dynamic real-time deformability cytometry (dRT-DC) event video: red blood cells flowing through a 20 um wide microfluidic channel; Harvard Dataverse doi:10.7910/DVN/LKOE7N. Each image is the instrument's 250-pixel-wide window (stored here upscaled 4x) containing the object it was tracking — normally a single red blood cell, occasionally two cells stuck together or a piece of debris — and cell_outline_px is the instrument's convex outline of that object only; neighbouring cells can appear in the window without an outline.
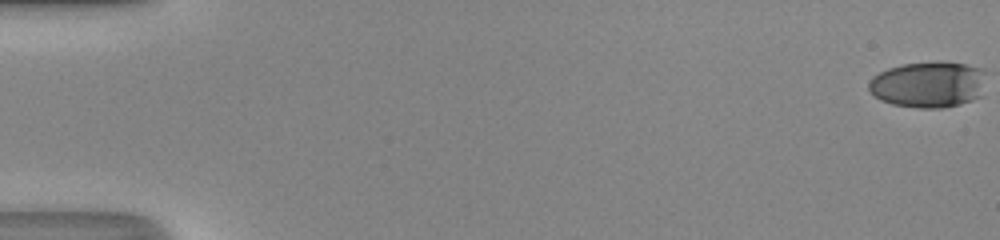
{"species": "human", "species_latin": "Homo sapiens", "temperature_condition": "room temperature", "stored_images_in_passage": 50, "camera_frame_rate_fps": 3000, "um_per_image_px": 0.085, "donor": {"sex": "male"}, "frame": {"image": 1, "passage_image": 1, "time_ms": 0.0, "image_size_px": [1000, 240], "cell_outline_px": [[984, 96], [960, 104], [944, 108], [920, 108], [892, 104], [880, 100], [868, 88], [868, 84], [872, 76], [888, 68], [900, 64], [940, 60], [964, 64], [984, 68]], "centroid_in_image_um": [78.95, 7.17], "position_along_channel_um": 6.1, "area_um2": 32.19}}
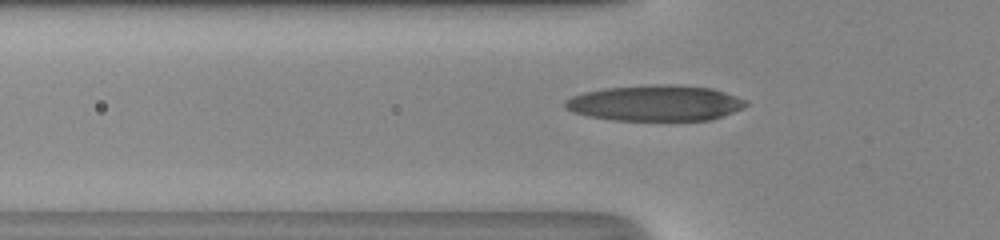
{"frame": {"image": 2, "passage_image": 19, "time_ms": 6.0, "image_size_px": [1000, 240], "cell_outline_px": [[748, 104], [744, 108], [712, 120], [612, 120], [588, 116], [572, 112], [564, 104], [564, 100], [572, 96], [584, 92], [604, 88], [656, 84], [672, 84], [712, 88], [748, 100]], "centroid_in_image_um": [55.73, 8.76], "position_along_channel_um": 70.1, "area_um2": 37.86}}
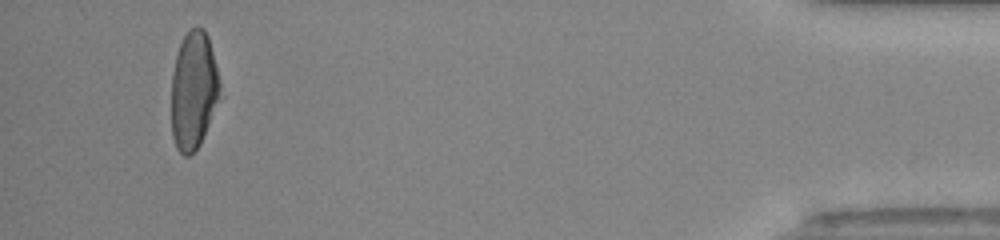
{"frame": {"image": 3, "passage_image": 48, "time_ms": 15.667, "image_size_px": [1000, 240], "cell_outline_px": [[220, 84], [216, 100], [200, 144], [188, 156], [184, 156], [176, 148], [172, 136], [172, 72], [176, 56], [180, 44], [184, 36], [196, 24], [204, 28], [208, 36]], "centroid_in_image_um": [16.41, 7.65], "position_along_channel_um": 418.8, "area_um2": 32.48}, "authors_computed_cell_mechanics": {"area_um2": 35.1424, "velocity_mm_per_s": 4.3586, "shape_relaxation_time_tau1_ms": 5.8801, "shape_relaxation_time_tau2_ms": 0.7786, "deformation_change_tau1": 0.2496, "deformation_change_tau2": 0.0738}}